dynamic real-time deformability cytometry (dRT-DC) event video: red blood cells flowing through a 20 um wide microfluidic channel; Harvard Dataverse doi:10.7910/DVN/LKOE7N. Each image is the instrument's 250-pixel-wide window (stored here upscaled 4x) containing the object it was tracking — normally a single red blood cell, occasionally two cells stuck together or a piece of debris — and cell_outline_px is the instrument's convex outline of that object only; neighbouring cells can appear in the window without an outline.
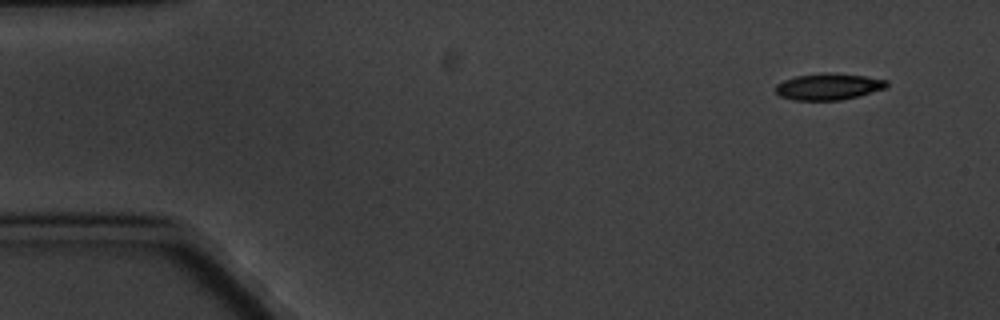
{"species": "common noctule bat (a hibernating species)", "species_latin": "Nyctalus noctula", "temperature_condition": "cold", "stored_images_in_passage": 5, "camera_frame_rate_fps": 3000, "um_per_image_px": 0.085, "animal": {"sex": "male", "body_mass_g": 20.1, "forearm_length_mm": 53.5}, "frame": {"image": 1, "passage_image": 1, "time_ms": 0.0, "image_size_px": [1000, 320], "cell_outline_px": [[888, 88], [860, 96], [840, 100], [796, 100], [780, 96], [776, 92], [776, 84], [784, 80], [796, 76], [820, 72], [828, 72], [864, 76], [888, 80]], "centroid_in_image_um": [70.46, 7.35], "position_along_channel_um": 14.5, "area_um2": 17.34}}
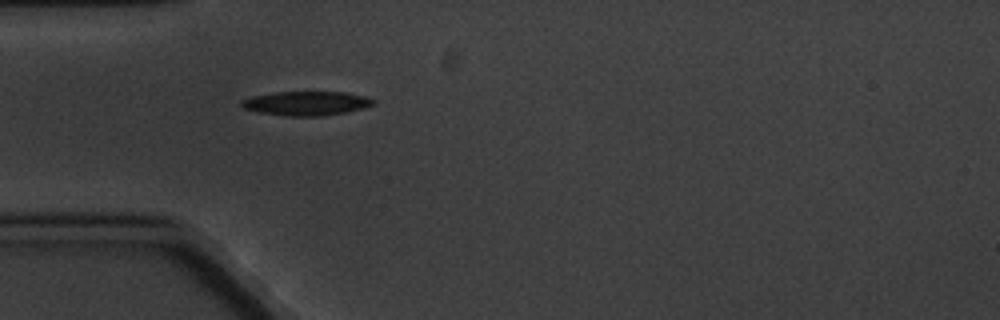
{"frame": {"image": 2, "passage_image": 5, "time_ms": 4.333, "image_size_px": [1000, 320], "cell_outline_px": [[376, 104], [344, 112], [320, 116], [288, 116], [260, 112], [244, 108], [240, 104], [240, 100], [252, 96], [276, 92], [348, 92], [368, 96], [376, 100]], "centroid_in_image_um": [26.06, 8.77], "position_along_channel_um": 58.9, "area_um2": 18.5}}